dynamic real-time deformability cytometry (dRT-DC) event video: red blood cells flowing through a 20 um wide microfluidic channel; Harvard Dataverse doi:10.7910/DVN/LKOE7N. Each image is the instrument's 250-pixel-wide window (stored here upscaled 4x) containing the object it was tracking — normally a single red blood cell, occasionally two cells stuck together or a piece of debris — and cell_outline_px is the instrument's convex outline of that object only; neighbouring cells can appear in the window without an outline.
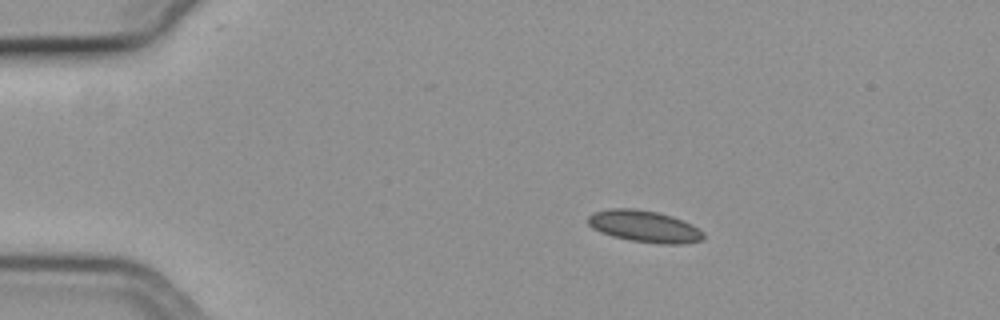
{"species": "common noctule bat (a hibernating species)", "species_latin": "Nyctalus noctula", "temperature_condition": "cold", "stored_images_in_passage": 47, "camera_frame_rate_fps": 3000, "um_per_image_px": 0.085, "animal": {"sex": "female", "body_mass_g": 19.3, "forearm_length_mm": 54.1}, "frame": {"image": 1, "passage_image": 1, "time_ms": 0.0, "image_size_px": [1000, 320], "cell_outline_px": [[704, 240], [684, 244], [660, 244], [628, 240], [612, 236], [600, 232], [592, 228], [588, 224], [588, 216], [592, 212], [608, 208], [636, 208], [656, 212], [672, 216], [692, 224], [704, 232]], "centroid_in_image_um": [54.77, 19.24], "position_along_channel_um": 30.2, "area_um2": 21.68}}
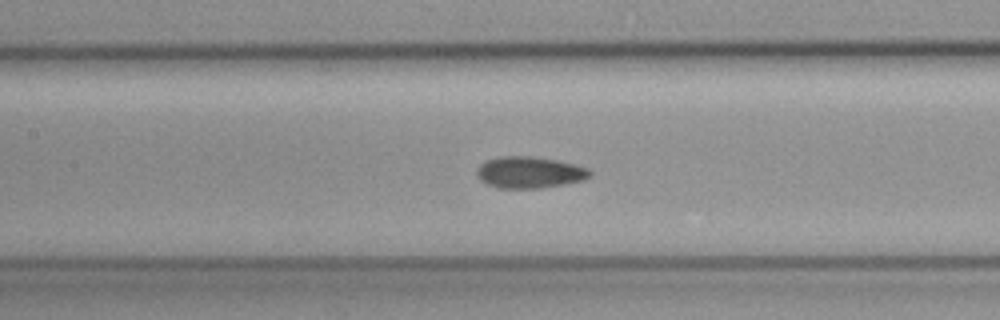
{"frame": {"image": 2, "passage_image": 17, "time_ms": 5.333, "image_size_px": [1000, 320], "cell_outline_px": [[592, 176], [584, 180], [564, 184], [540, 188], [496, 188], [480, 180], [476, 176], [476, 172], [480, 164], [488, 160], [500, 156], [532, 156], [556, 160], [576, 164], [588, 168], [592, 172]], "centroid_in_image_um": [45.02, 14.65], "position_along_channel_um": 162.4, "area_um2": 20.92}}
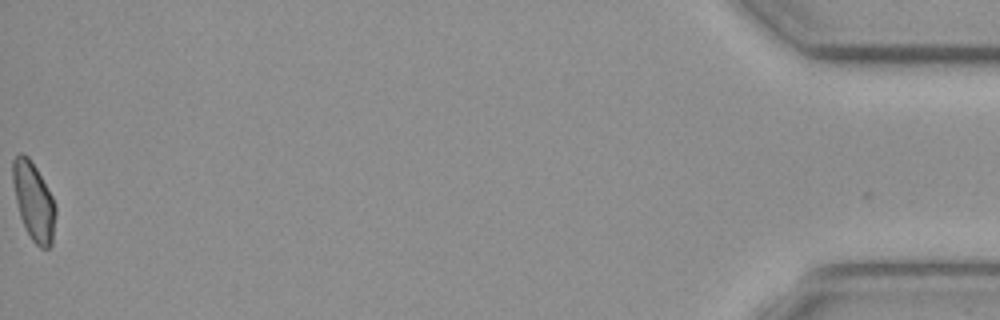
{"frame": {"image": 3, "passage_image": 47, "time_ms": 15.333, "image_size_px": [1000, 320], "cell_outline_px": [[56, 216], [52, 244], [48, 248], [40, 248], [32, 240], [20, 216], [16, 200], [12, 180], [12, 160], [20, 152], [28, 156], [36, 168], [52, 196], [56, 204]], "centroid_in_image_um": [2.87, 17.11], "position_along_channel_um": 432.3, "area_um2": 19.36}, "authors_computed_cell_mechanics": {"area_um2": 20.2878, "velocity_mm_per_s": 3.741, "shape_relaxation_time_tau1_ms": 6.1615, "shape_relaxation_time_tau2_ms": 4.3066, "deformation_change_tau1": 0.0953, "deformation_change_tau2": 0.079}}